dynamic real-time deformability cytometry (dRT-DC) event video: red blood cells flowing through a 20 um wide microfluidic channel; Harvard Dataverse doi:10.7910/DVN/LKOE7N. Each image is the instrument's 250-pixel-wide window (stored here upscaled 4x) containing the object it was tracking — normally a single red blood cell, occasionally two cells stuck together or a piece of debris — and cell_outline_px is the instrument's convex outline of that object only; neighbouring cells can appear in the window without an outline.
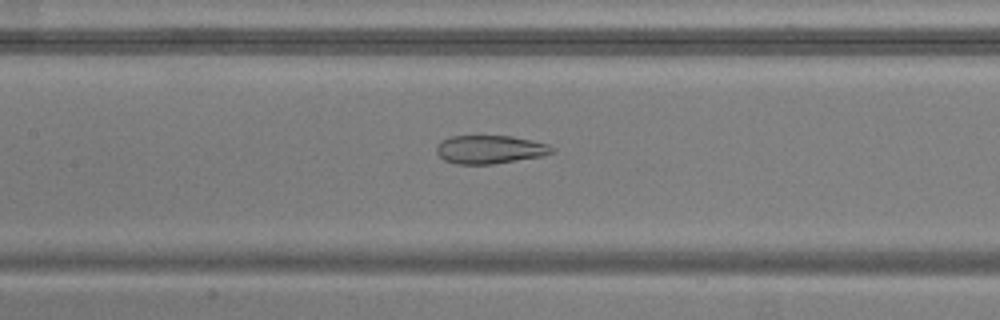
{"species": "common noctule bat (a hibernating species)", "species_latin": "Nyctalus noctula", "temperature_condition": "warm", "stored_images_in_passage": 51, "camera_frame_rate_fps": 3000, "um_per_image_px": 0.085, "animal": {"sex": "male", "body_mass_g": 20.5, "forearm_length_mm": 52.5}, "frame": {"image": 1, "passage_image": 22, "time_ms": 7.0, "image_size_px": [1000, 320], "cell_outline_px": [[556, 152], [540, 156], [492, 164], [456, 164], [444, 160], [436, 152], [436, 148], [440, 140], [452, 136], [512, 136], [532, 140], [548, 144], [556, 148]], "centroid_in_image_um": [41.65, 12.7], "position_along_channel_um": 165.7, "area_um2": 19.13}}
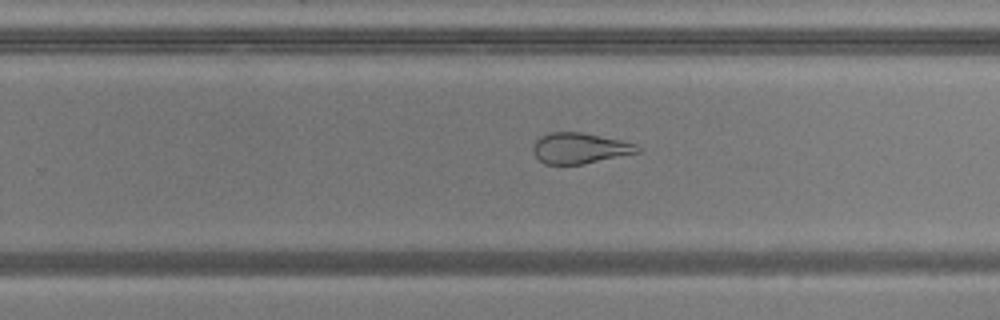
{"frame": {"image": 2, "passage_image": 31, "time_ms": 10.0, "image_size_px": [1000, 320], "cell_outline_px": [[640, 152], [584, 164], [544, 164], [532, 152], [532, 148], [536, 140], [540, 136], [548, 132], [580, 132], [620, 140], [636, 144], [640, 148]], "centroid_in_image_um": [49.25, 12.6], "position_along_channel_um": 280.5, "area_um2": 18.67}}
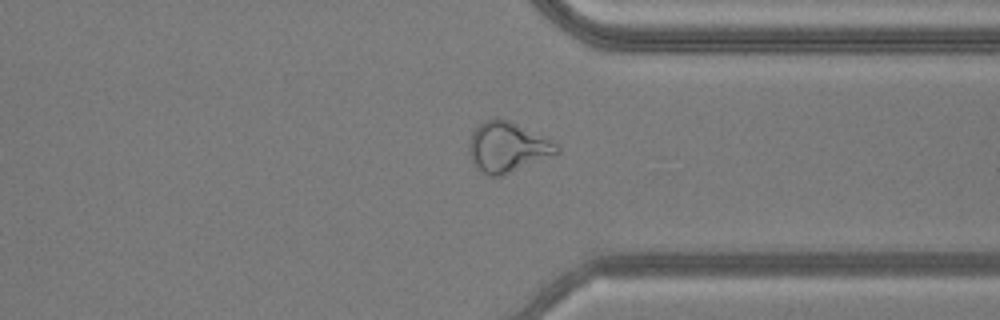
{"frame": {"image": 3, "passage_image": 38, "time_ms": 12.333, "image_size_px": [1000, 320], "cell_outline_px": [[560, 152], [500, 176], [488, 176], [476, 168], [468, 152], [468, 144], [472, 132], [484, 120], [508, 120], [556, 144], [560, 148]], "centroid_in_image_um": [43.06, 12.53], "position_along_channel_um": 368.3, "area_um2": 24.8}, "authors_computed_cell_mechanics": {"area_um2": 26.1834, "velocity_mm_per_s": 3.8504, "shape_relaxation_time_tau1_ms": null, "shape_relaxation_time_tau2_ms": 1.8538, "deformation_change_tau1": null, "deformation_change_tau2": 0.1057}}